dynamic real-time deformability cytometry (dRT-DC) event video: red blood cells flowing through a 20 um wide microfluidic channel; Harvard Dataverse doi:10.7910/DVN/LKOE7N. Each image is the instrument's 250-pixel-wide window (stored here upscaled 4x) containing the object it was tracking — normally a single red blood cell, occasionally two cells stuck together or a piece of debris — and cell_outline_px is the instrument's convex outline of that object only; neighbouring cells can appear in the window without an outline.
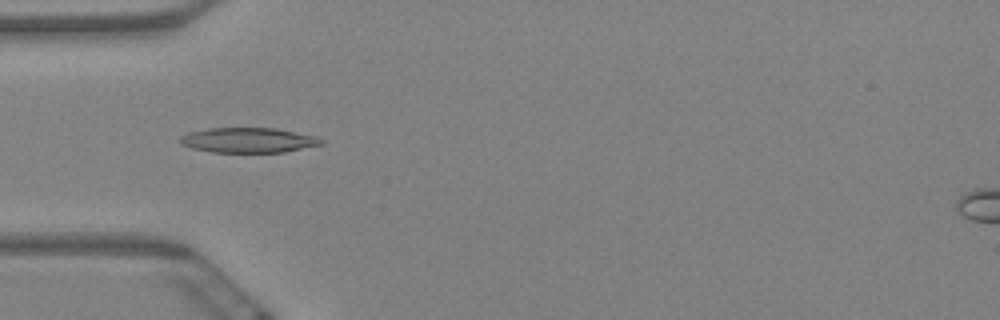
{"species": "Egyptian fruit bat (a non-hibernating species)", "species_latin": "Rousettus aegyptiacus", "temperature_condition": "warm", "stored_images_in_passage": 8, "camera_frame_rate_fps": 3000, "um_per_image_px": 0.085, "animal": {"sex": "female"}, "frame": {"image": 1, "passage_image": 3, "time_ms": 0.667, "image_size_px": [1000, 320], "cell_outline_px": [[324, 144], [284, 152], [212, 152], [192, 148], [184, 144], [180, 140], [180, 136], [188, 132], [208, 128], [276, 128], [316, 136], [324, 140]], "centroid_in_image_um": [21.14, 11.91], "position_along_channel_um": 63.9, "area_um2": 20.52}}
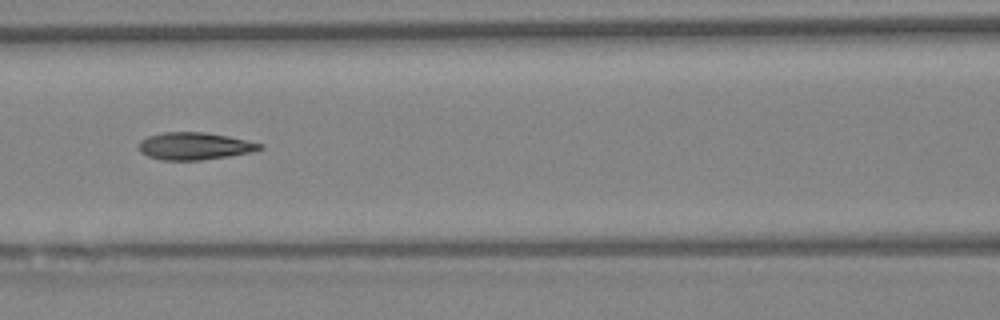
{"frame": {"image": 2, "passage_image": 5, "time_ms": 1.333, "image_size_px": [1000, 320], "cell_outline_px": [[264, 148], [252, 152], [228, 156], [200, 160], [160, 160], [148, 156], [140, 152], [140, 140], [148, 136], [164, 132], [204, 132], [228, 136], [264, 144]], "centroid_in_image_um": [16.55, 12.41], "position_along_channel_um": 150.0, "area_um2": 19.25}}
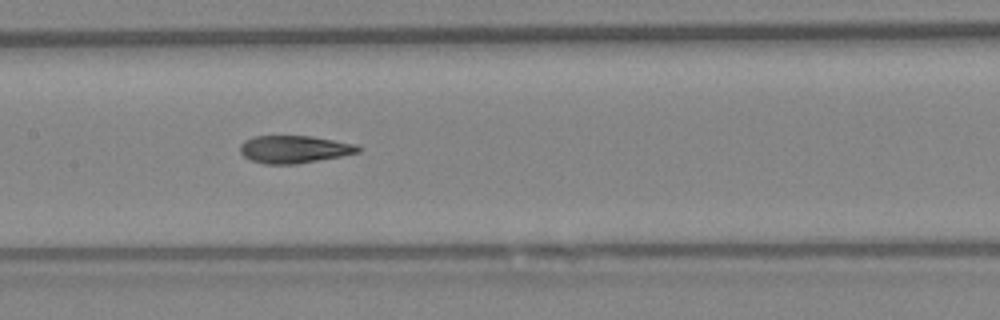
{"frame": {"image": 3, "passage_image": 6, "time_ms": 1.667, "image_size_px": [1000, 320], "cell_outline_px": [[360, 152], [340, 156], [296, 164], [264, 164], [252, 160], [244, 156], [240, 152], [240, 144], [244, 140], [256, 136], [312, 136], [356, 144], [360, 148]], "centroid_in_image_um": [24.99, 12.68], "position_along_channel_um": 182.4, "area_um2": 18.84}}